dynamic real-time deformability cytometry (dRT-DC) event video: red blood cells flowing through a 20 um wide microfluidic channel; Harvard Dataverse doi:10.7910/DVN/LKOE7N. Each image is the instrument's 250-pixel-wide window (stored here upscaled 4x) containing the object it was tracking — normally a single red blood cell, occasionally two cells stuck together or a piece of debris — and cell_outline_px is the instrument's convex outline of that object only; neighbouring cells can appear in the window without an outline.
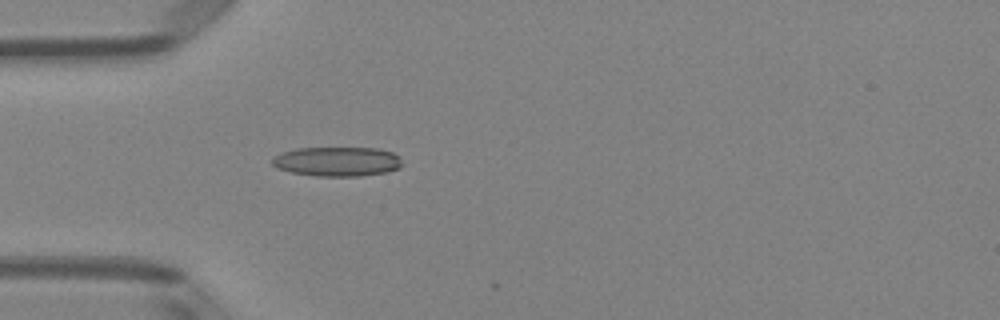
{"species": "Egyptian fruit bat (a non-hibernating species)", "species_latin": "Rousettus aegyptiacus", "temperature_condition": "room temperature", "stored_images_in_passage": 10, "camera_frame_rate_fps": 3000, "um_per_image_px": 0.085, "animal": {"sex": "female"}, "frame": {"image": 1, "passage_image": 7, "time_ms": 2.0, "image_size_px": [1000, 320], "cell_outline_px": [[404, 164], [400, 168], [388, 172], [360, 176], [316, 176], [292, 172], [276, 168], [272, 164], [272, 160], [276, 156], [284, 152], [296, 148], [376, 148], [392, 152], [400, 156]], "centroid_in_image_um": [28.73, 13.73], "position_along_channel_um": 56.3, "area_um2": 22.43}}